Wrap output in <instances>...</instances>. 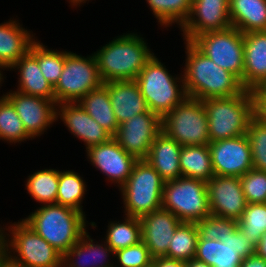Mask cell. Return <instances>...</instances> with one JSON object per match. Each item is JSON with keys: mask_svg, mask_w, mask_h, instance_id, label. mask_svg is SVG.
<instances>
[{"mask_svg": "<svg viewBox=\"0 0 266 267\" xmlns=\"http://www.w3.org/2000/svg\"><path fill=\"white\" fill-rule=\"evenodd\" d=\"M199 232L195 222H182L170 241L164 257L187 262L196 255Z\"/></svg>", "mask_w": 266, "mask_h": 267, "instance_id": "obj_34", "label": "cell"}, {"mask_svg": "<svg viewBox=\"0 0 266 267\" xmlns=\"http://www.w3.org/2000/svg\"><path fill=\"white\" fill-rule=\"evenodd\" d=\"M40 206L22 220L62 256L88 231L87 224L97 227L95 222L88 223L84 213L72 207L59 204Z\"/></svg>", "mask_w": 266, "mask_h": 267, "instance_id": "obj_3", "label": "cell"}, {"mask_svg": "<svg viewBox=\"0 0 266 267\" xmlns=\"http://www.w3.org/2000/svg\"><path fill=\"white\" fill-rule=\"evenodd\" d=\"M114 258L117 261L114 267H149L153 264V257L142 241L116 251Z\"/></svg>", "mask_w": 266, "mask_h": 267, "instance_id": "obj_41", "label": "cell"}, {"mask_svg": "<svg viewBox=\"0 0 266 267\" xmlns=\"http://www.w3.org/2000/svg\"><path fill=\"white\" fill-rule=\"evenodd\" d=\"M3 228H4V224H3V227L0 226V260L5 256V251H4V230H3Z\"/></svg>", "mask_w": 266, "mask_h": 267, "instance_id": "obj_48", "label": "cell"}, {"mask_svg": "<svg viewBox=\"0 0 266 267\" xmlns=\"http://www.w3.org/2000/svg\"><path fill=\"white\" fill-rule=\"evenodd\" d=\"M244 75L241 83L252 91L266 79V31L243 34Z\"/></svg>", "mask_w": 266, "mask_h": 267, "instance_id": "obj_25", "label": "cell"}, {"mask_svg": "<svg viewBox=\"0 0 266 267\" xmlns=\"http://www.w3.org/2000/svg\"><path fill=\"white\" fill-rule=\"evenodd\" d=\"M141 241L153 258L167 254L176 228L182 223L174 214L163 207L140 218Z\"/></svg>", "mask_w": 266, "mask_h": 267, "instance_id": "obj_20", "label": "cell"}, {"mask_svg": "<svg viewBox=\"0 0 266 267\" xmlns=\"http://www.w3.org/2000/svg\"><path fill=\"white\" fill-rule=\"evenodd\" d=\"M154 267H185V262L167 257L153 258Z\"/></svg>", "mask_w": 266, "mask_h": 267, "instance_id": "obj_43", "label": "cell"}, {"mask_svg": "<svg viewBox=\"0 0 266 267\" xmlns=\"http://www.w3.org/2000/svg\"><path fill=\"white\" fill-rule=\"evenodd\" d=\"M86 186L84 177H81L78 172L59 170L56 204L72 207L85 214L81 204L88 191Z\"/></svg>", "mask_w": 266, "mask_h": 267, "instance_id": "obj_33", "label": "cell"}, {"mask_svg": "<svg viewBox=\"0 0 266 267\" xmlns=\"http://www.w3.org/2000/svg\"><path fill=\"white\" fill-rule=\"evenodd\" d=\"M11 70H17L16 74L20 77L16 91L55 101L54 88L43 76L36 60V41L31 45L30 50L10 68Z\"/></svg>", "mask_w": 266, "mask_h": 267, "instance_id": "obj_24", "label": "cell"}, {"mask_svg": "<svg viewBox=\"0 0 266 267\" xmlns=\"http://www.w3.org/2000/svg\"><path fill=\"white\" fill-rule=\"evenodd\" d=\"M254 117L266 123V98H253Z\"/></svg>", "mask_w": 266, "mask_h": 267, "instance_id": "obj_42", "label": "cell"}, {"mask_svg": "<svg viewBox=\"0 0 266 267\" xmlns=\"http://www.w3.org/2000/svg\"><path fill=\"white\" fill-rule=\"evenodd\" d=\"M179 163L184 177L202 180L207 183L214 176L208 145L182 146Z\"/></svg>", "mask_w": 266, "mask_h": 267, "instance_id": "obj_29", "label": "cell"}, {"mask_svg": "<svg viewBox=\"0 0 266 267\" xmlns=\"http://www.w3.org/2000/svg\"><path fill=\"white\" fill-rule=\"evenodd\" d=\"M185 267H210V266L203 261L193 258L185 262Z\"/></svg>", "mask_w": 266, "mask_h": 267, "instance_id": "obj_47", "label": "cell"}, {"mask_svg": "<svg viewBox=\"0 0 266 267\" xmlns=\"http://www.w3.org/2000/svg\"><path fill=\"white\" fill-rule=\"evenodd\" d=\"M238 228L255 246L266 233V203L247 204L238 220Z\"/></svg>", "mask_w": 266, "mask_h": 267, "instance_id": "obj_36", "label": "cell"}, {"mask_svg": "<svg viewBox=\"0 0 266 267\" xmlns=\"http://www.w3.org/2000/svg\"><path fill=\"white\" fill-rule=\"evenodd\" d=\"M3 95L13 104L32 138L40 137L57 121V103L40 96H32L10 90Z\"/></svg>", "mask_w": 266, "mask_h": 267, "instance_id": "obj_14", "label": "cell"}, {"mask_svg": "<svg viewBox=\"0 0 266 267\" xmlns=\"http://www.w3.org/2000/svg\"><path fill=\"white\" fill-rule=\"evenodd\" d=\"M59 170L42 169L29 175L25 186L27 193L41 205L56 204Z\"/></svg>", "mask_w": 266, "mask_h": 267, "instance_id": "obj_30", "label": "cell"}, {"mask_svg": "<svg viewBox=\"0 0 266 267\" xmlns=\"http://www.w3.org/2000/svg\"><path fill=\"white\" fill-rule=\"evenodd\" d=\"M211 215L239 220L247 202L240 177L214 175L207 182Z\"/></svg>", "mask_w": 266, "mask_h": 267, "instance_id": "obj_18", "label": "cell"}, {"mask_svg": "<svg viewBox=\"0 0 266 267\" xmlns=\"http://www.w3.org/2000/svg\"><path fill=\"white\" fill-rule=\"evenodd\" d=\"M68 1V0H67ZM89 2V0H69V4L71 5V7L75 8V7H81L82 4L86 3V2ZM75 6V7H74Z\"/></svg>", "mask_w": 266, "mask_h": 267, "instance_id": "obj_50", "label": "cell"}, {"mask_svg": "<svg viewBox=\"0 0 266 267\" xmlns=\"http://www.w3.org/2000/svg\"><path fill=\"white\" fill-rule=\"evenodd\" d=\"M247 204L266 203V172L252 168L240 177Z\"/></svg>", "mask_w": 266, "mask_h": 267, "instance_id": "obj_40", "label": "cell"}, {"mask_svg": "<svg viewBox=\"0 0 266 267\" xmlns=\"http://www.w3.org/2000/svg\"><path fill=\"white\" fill-rule=\"evenodd\" d=\"M164 180L146 159L137 160L119 188L124 215L141 218L162 207Z\"/></svg>", "mask_w": 266, "mask_h": 267, "instance_id": "obj_7", "label": "cell"}, {"mask_svg": "<svg viewBox=\"0 0 266 267\" xmlns=\"http://www.w3.org/2000/svg\"><path fill=\"white\" fill-rule=\"evenodd\" d=\"M79 104L112 136L116 134L119 124L115 118L108 88L104 84L86 94Z\"/></svg>", "mask_w": 266, "mask_h": 267, "instance_id": "obj_28", "label": "cell"}, {"mask_svg": "<svg viewBox=\"0 0 266 267\" xmlns=\"http://www.w3.org/2000/svg\"><path fill=\"white\" fill-rule=\"evenodd\" d=\"M229 0H192L188 20L180 28L183 40L192 42L197 36L231 27Z\"/></svg>", "mask_w": 266, "mask_h": 267, "instance_id": "obj_17", "label": "cell"}, {"mask_svg": "<svg viewBox=\"0 0 266 267\" xmlns=\"http://www.w3.org/2000/svg\"><path fill=\"white\" fill-rule=\"evenodd\" d=\"M255 253L256 246L237 227L222 242L199 236L195 258L210 267H240L244 258Z\"/></svg>", "mask_w": 266, "mask_h": 267, "instance_id": "obj_12", "label": "cell"}, {"mask_svg": "<svg viewBox=\"0 0 266 267\" xmlns=\"http://www.w3.org/2000/svg\"><path fill=\"white\" fill-rule=\"evenodd\" d=\"M182 146L174 139L160 132L146 158L164 181L175 180L182 176L180 169V152Z\"/></svg>", "mask_w": 266, "mask_h": 267, "instance_id": "obj_26", "label": "cell"}, {"mask_svg": "<svg viewBox=\"0 0 266 267\" xmlns=\"http://www.w3.org/2000/svg\"><path fill=\"white\" fill-rule=\"evenodd\" d=\"M229 17L243 34L266 31V0H229Z\"/></svg>", "mask_w": 266, "mask_h": 267, "instance_id": "obj_27", "label": "cell"}, {"mask_svg": "<svg viewBox=\"0 0 266 267\" xmlns=\"http://www.w3.org/2000/svg\"><path fill=\"white\" fill-rule=\"evenodd\" d=\"M185 44L183 77L188 97L201 101L211 98H228L241 94L245 88L233 73L219 67L192 42Z\"/></svg>", "mask_w": 266, "mask_h": 267, "instance_id": "obj_1", "label": "cell"}, {"mask_svg": "<svg viewBox=\"0 0 266 267\" xmlns=\"http://www.w3.org/2000/svg\"><path fill=\"white\" fill-rule=\"evenodd\" d=\"M208 118L210 142L231 139L246 134L254 116L250 90L228 98H211L202 101Z\"/></svg>", "mask_w": 266, "mask_h": 267, "instance_id": "obj_6", "label": "cell"}, {"mask_svg": "<svg viewBox=\"0 0 266 267\" xmlns=\"http://www.w3.org/2000/svg\"><path fill=\"white\" fill-rule=\"evenodd\" d=\"M253 98H266V79L251 91Z\"/></svg>", "mask_w": 266, "mask_h": 267, "instance_id": "obj_45", "label": "cell"}, {"mask_svg": "<svg viewBox=\"0 0 266 267\" xmlns=\"http://www.w3.org/2000/svg\"><path fill=\"white\" fill-rule=\"evenodd\" d=\"M214 175L241 177L253 168L250 143L246 134L208 144Z\"/></svg>", "mask_w": 266, "mask_h": 267, "instance_id": "obj_15", "label": "cell"}, {"mask_svg": "<svg viewBox=\"0 0 266 267\" xmlns=\"http://www.w3.org/2000/svg\"><path fill=\"white\" fill-rule=\"evenodd\" d=\"M240 267H266V260L255 253L244 258Z\"/></svg>", "mask_w": 266, "mask_h": 267, "instance_id": "obj_44", "label": "cell"}, {"mask_svg": "<svg viewBox=\"0 0 266 267\" xmlns=\"http://www.w3.org/2000/svg\"><path fill=\"white\" fill-rule=\"evenodd\" d=\"M114 255L115 252L104 239L101 243L94 241L86 231L62 256V267H114L113 260L110 261Z\"/></svg>", "mask_w": 266, "mask_h": 267, "instance_id": "obj_22", "label": "cell"}, {"mask_svg": "<svg viewBox=\"0 0 266 267\" xmlns=\"http://www.w3.org/2000/svg\"><path fill=\"white\" fill-rule=\"evenodd\" d=\"M161 130L181 146L208 145V118L201 100L186 97L161 119Z\"/></svg>", "mask_w": 266, "mask_h": 267, "instance_id": "obj_9", "label": "cell"}, {"mask_svg": "<svg viewBox=\"0 0 266 267\" xmlns=\"http://www.w3.org/2000/svg\"><path fill=\"white\" fill-rule=\"evenodd\" d=\"M36 60L46 80L54 88L60 79L65 64V51L49 49L36 40Z\"/></svg>", "mask_w": 266, "mask_h": 267, "instance_id": "obj_37", "label": "cell"}, {"mask_svg": "<svg viewBox=\"0 0 266 267\" xmlns=\"http://www.w3.org/2000/svg\"><path fill=\"white\" fill-rule=\"evenodd\" d=\"M103 84L94 54L82 56L65 50V64L54 87L57 104L79 102Z\"/></svg>", "mask_w": 266, "mask_h": 267, "instance_id": "obj_10", "label": "cell"}, {"mask_svg": "<svg viewBox=\"0 0 266 267\" xmlns=\"http://www.w3.org/2000/svg\"><path fill=\"white\" fill-rule=\"evenodd\" d=\"M169 72L154 54L135 79L149 110L161 119L187 97L183 72Z\"/></svg>", "mask_w": 266, "mask_h": 267, "instance_id": "obj_4", "label": "cell"}, {"mask_svg": "<svg viewBox=\"0 0 266 267\" xmlns=\"http://www.w3.org/2000/svg\"><path fill=\"white\" fill-rule=\"evenodd\" d=\"M246 136L250 143L253 168L266 172V123L253 116L248 124Z\"/></svg>", "mask_w": 266, "mask_h": 267, "instance_id": "obj_38", "label": "cell"}, {"mask_svg": "<svg viewBox=\"0 0 266 267\" xmlns=\"http://www.w3.org/2000/svg\"><path fill=\"white\" fill-rule=\"evenodd\" d=\"M256 253L266 260V233L259 240L256 246Z\"/></svg>", "mask_w": 266, "mask_h": 267, "instance_id": "obj_46", "label": "cell"}, {"mask_svg": "<svg viewBox=\"0 0 266 267\" xmlns=\"http://www.w3.org/2000/svg\"><path fill=\"white\" fill-rule=\"evenodd\" d=\"M161 131V118L149 110L120 124L113 138L127 153L140 160L147 158L150 146Z\"/></svg>", "mask_w": 266, "mask_h": 267, "instance_id": "obj_13", "label": "cell"}, {"mask_svg": "<svg viewBox=\"0 0 266 267\" xmlns=\"http://www.w3.org/2000/svg\"><path fill=\"white\" fill-rule=\"evenodd\" d=\"M103 84L108 88L112 108L119 125L133 116L149 111L135 80L112 81Z\"/></svg>", "mask_w": 266, "mask_h": 267, "instance_id": "obj_23", "label": "cell"}, {"mask_svg": "<svg viewBox=\"0 0 266 267\" xmlns=\"http://www.w3.org/2000/svg\"><path fill=\"white\" fill-rule=\"evenodd\" d=\"M192 43L219 67L243 79L244 41L243 33L237 28L231 26L221 31L206 32Z\"/></svg>", "mask_w": 266, "mask_h": 267, "instance_id": "obj_11", "label": "cell"}, {"mask_svg": "<svg viewBox=\"0 0 266 267\" xmlns=\"http://www.w3.org/2000/svg\"><path fill=\"white\" fill-rule=\"evenodd\" d=\"M4 78H6V77L3 76V73L0 72V88H1L2 84L4 83Z\"/></svg>", "mask_w": 266, "mask_h": 267, "instance_id": "obj_51", "label": "cell"}, {"mask_svg": "<svg viewBox=\"0 0 266 267\" xmlns=\"http://www.w3.org/2000/svg\"><path fill=\"white\" fill-rule=\"evenodd\" d=\"M0 267H20V266L11 262L6 256H4L0 260Z\"/></svg>", "mask_w": 266, "mask_h": 267, "instance_id": "obj_49", "label": "cell"}, {"mask_svg": "<svg viewBox=\"0 0 266 267\" xmlns=\"http://www.w3.org/2000/svg\"><path fill=\"white\" fill-rule=\"evenodd\" d=\"M56 119L62 120L71 135L84 142L86 150L93 145L105 143L113 137L84 110L79 102L57 104Z\"/></svg>", "mask_w": 266, "mask_h": 267, "instance_id": "obj_19", "label": "cell"}, {"mask_svg": "<svg viewBox=\"0 0 266 267\" xmlns=\"http://www.w3.org/2000/svg\"><path fill=\"white\" fill-rule=\"evenodd\" d=\"M144 39L137 32H126L93 53L103 83L136 79L154 55Z\"/></svg>", "mask_w": 266, "mask_h": 267, "instance_id": "obj_2", "label": "cell"}, {"mask_svg": "<svg viewBox=\"0 0 266 267\" xmlns=\"http://www.w3.org/2000/svg\"><path fill=\"white\" fill-rule=\"evenodd\" d=\"M124 216V220L122 221H110L108 223L106 237L103 238L114 252L141 241L140 219L132 216Z\"/></svg>", "mask_w": 266, "mask_h": 267, "instance_id": "obj_31", "label": "cell"}, {"mask_svg": "<svg viewBox=\"0 0 266 267\" xmlns=\"http://www.w3.org/2000/svg\"><path fill=\"white\" fill-rule=\"evenodd\" d=\"M87 160L100 170L106 180L118 189L127 181L137 159L127 153L112 137L109 141L93 145L86 150Z\"/></svg>", "mask_w": 266, "mask_h": 267, "instance_id": "obj_16", "label": "cell"}, {"mask_svg": "<svg viewBox=\"0 0 266 267\" xmlns=\"http://www.w3.org/2000/svg\"><path fill=\"white\" fill-rule=\"evenodd\" d=\"M199 236L202 239L218 240L222 242L229 234H232L238 227V221L230 218H221L209 215L197 223Z\"/></svg>", "mask_w": 266, "mask_h": 267, "instance_id": "obj_39", "label": "cell"}, {"mask_svg": "<svg viewBox=\"0 0 266 267\" xmlns=\"http://www.w3.org/2000/svg\"><path fill=\"white\" fill-rule=\"evenodd\" d=\"M162 207L181 222H195L211 215L207 183L181 176L164 182Z\"/></svg>", "mask_w": 266, "mask_h": 267, "instance_id": "obj_8", "label": "cell"}, {"mask_svg": "<svg viewBox=\"0 0 266 267\" xmlns=\"http://www.w3.org/2000/svg\"><path fill=\"white\" fill-rule=\"evenodd\" d=\"M9 224L3 228L4 251L11 262L20 267H62V255L22 219Z\"/></svg>", "mask_w": 266, "mask_h": 267, "instance_id": "obj_5", "label": "cell"}, {"mask_svg": "<svg viewBox=\"0 0 266 267\" xmlns=\"http://www.w3.org/2000/svg\"><path fill=\"white\" fill-rule=\"evenodd\" d=\"M150 11L163 28L178 25L180 29L188 20L192 0H146Z\"/></svg>", "mask_w": 266, "mask_h": 267, "instance_id": "obj_32", "label": "cell"}, {"mask_svg": "<svg viewBox=\"0 0 266 267\" xmlns=\"http://www.w3.org/2000/svg\"><path fill=\"white\" fill-rule=\"evenodd\" d=\"M33 140L25 131L13 104L4 96L0 97V140L10 143H21Z\"/></svg>", "mask_w": 266, "mask_h": 267, "instance_id": "obj_35", "label": "cell"}, {"mask_svg": "<svg viewBox=\"0 0 266 267\" xmlns=\"http://www.w3.org/2000/svg\"><path fill=\"white\" fill-rule=\"evenodd\" d=\"M10 18L0 23V72L8 70L31 48L37 40L33 31L23 28L19 20Z\"/></svg>", "mask_w": 266, "mask_h": 267, "instance_id": "obj_21", "label": "cell"}]
</instances>
